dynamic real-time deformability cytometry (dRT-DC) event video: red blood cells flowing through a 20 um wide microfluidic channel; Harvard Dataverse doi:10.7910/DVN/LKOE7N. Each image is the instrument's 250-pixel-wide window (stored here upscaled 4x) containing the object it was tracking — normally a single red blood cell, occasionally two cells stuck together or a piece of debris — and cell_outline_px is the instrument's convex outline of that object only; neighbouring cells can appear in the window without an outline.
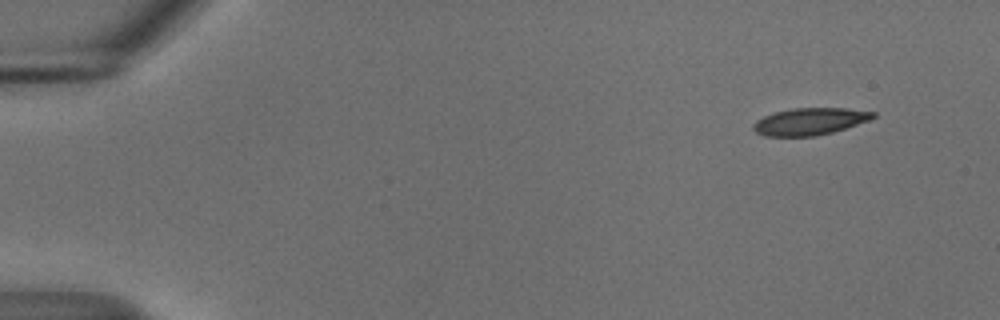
{"species": "common noctule bat (a hibernating species)", "species_latin": "Nyctalus noctula", "temperature_condition": "cold", "stored_images_in_passage": 51, "camera_frame_rate_fps": 3000, "um_per_image_px": 0.085, "animal": {"sex": "male", "body_mass_g": 18.8}, "frame": {"image": 1, "passage_image": 1, "time_ms": 0.0, "image_size_px": [1000, 320], "cell_outline_px": [[876, 116], [872, 120], [832, 132], [816, 136], [764, 136], [756, 132], [752, 128], [752, 124], [756, 120], [764, 116], [776, 112], [792, 108], [844, 108], [876, 112]], "centroid_in_image_um": [68.85, 10.32], "position_along_channel_um": 16.2, "area_um2": 18.96}}
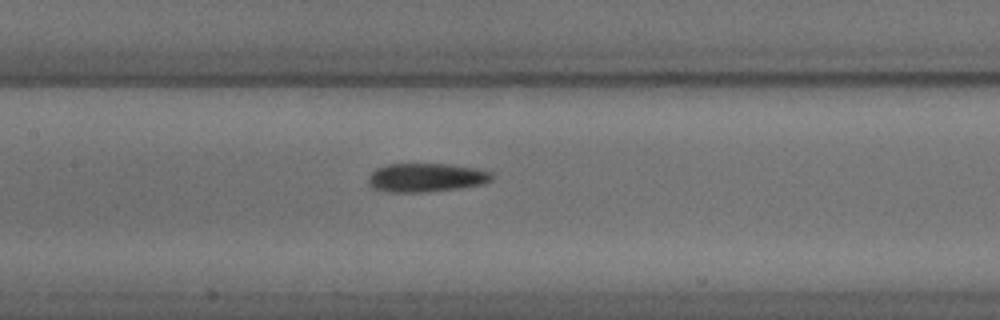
{"frame": {"image": 2, "passage_image": 23, "time_ms": 7.333, "image_size_px": [1000, 320], "cell_outline_px": [[496, 176], [492, 180], [484, 184], [460, 188], [420, 192], [388, 192], [372, 188], [368, 184], [368, 176], [376, 168], [388, 164], [448, 164], [476, 168], [492, 172]], "centroid_in_image_um": [36.24, 15.09], "position_along_channel_um": 171.2, "area_um2": 20.87}}
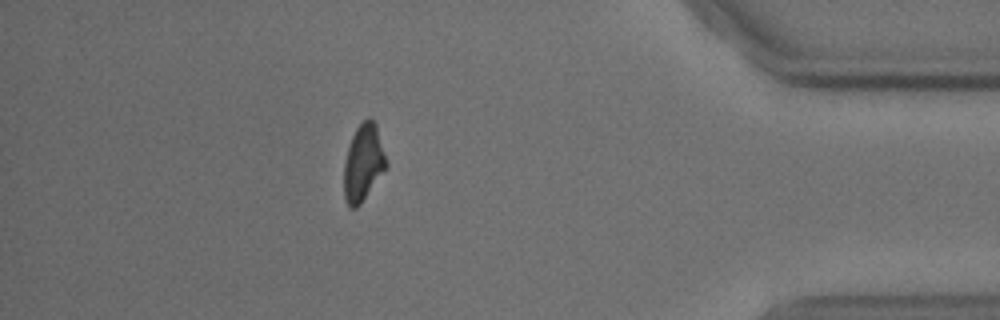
{"frame": {"image": 3, "passage_image": 45, "time_ms": 14.667, "image_size_px": [1000, 320], "cell_outline_px": [[388, 168], [360, 204], [356, 208], [348, 208], [344, 196], [344, 160], [352, 136], [356, 128], [368, 116], [376, 124], [388, 164]], "centroid_in_image_um": [30.89, 13.86], "position_along_channel_um": 404.3, "area_um2": 19.07}, "authors_computed_cell_mechanics": {"area_um2": 20.0566, "velocity_mm_per_s": 3.6849, "shape_relaxation_time_tau1_ms": 5.6808, "shape_relaxation_time_tau2_ms": 8.4512, "deformation_change_tau1": 0.1492, "deformation_change_tau2": 0.1715}}